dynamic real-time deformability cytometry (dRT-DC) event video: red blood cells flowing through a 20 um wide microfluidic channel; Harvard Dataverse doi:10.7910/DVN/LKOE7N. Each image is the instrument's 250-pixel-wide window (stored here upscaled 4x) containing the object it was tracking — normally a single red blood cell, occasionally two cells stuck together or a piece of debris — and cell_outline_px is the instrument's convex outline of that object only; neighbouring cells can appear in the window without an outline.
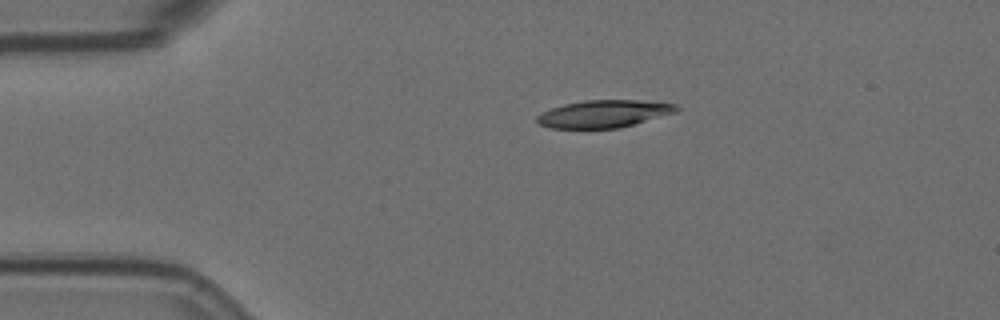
{"species": "Egyptian fruit bat (a non-hibernating species)", "species_latin": "Rousettus aegyptiacus", "temperature_condition": "room temperature", "stored_images_in_passage": 4, "camera_frame_rate_fps": 3000, "um_per_image_px": 0.085, "animal": {"sex": "female"}, "frame": {"image": 1, "passage_image": 4, "time_ms": 1.0, "image_size_px": [1000, 320], "cell_outline_px": [[680, 108], [676, 112], [620, 128], [552, 128], [540, 124], [536, 120], [536, 116], [552, 108], [564, 104], [584, 100], [636, 100], [676, 104]], "centroid_in_image_um": [51.34, 9.67], "position_along_channel_um": 33.7, "area_um2": 22.08}}